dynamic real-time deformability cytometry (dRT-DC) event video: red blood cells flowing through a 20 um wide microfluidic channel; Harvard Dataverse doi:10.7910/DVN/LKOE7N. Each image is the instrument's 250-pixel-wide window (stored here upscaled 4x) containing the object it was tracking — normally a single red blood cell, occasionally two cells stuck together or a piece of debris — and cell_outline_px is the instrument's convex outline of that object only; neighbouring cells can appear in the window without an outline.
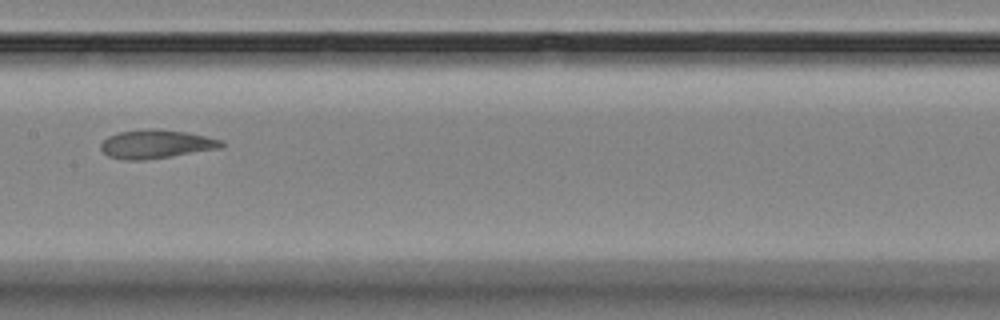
{"species": "Egyptian fruit bat (a non-hibernating species)", "species_latin": "Rousettus aegyptiacus", "temperature_condition": "room temperature", "stored_images_in_passage": 6, "camera_frame_rate_fps": 3000, "um_per_image_px": 0.085, "animal": {"sex": "female"}, "frame": {"image": 1, "passage_image": 4, "time_ms": 3.333, "image_size_px": [1000, 320], "cell_outline_px": [[224, 144], [220, 148], [172, 156], [144, 160], [124, 160], [108, 156], [100, 148], [100, 144], [108, 136], [120, 132], [148, 128], [188, 132], [224, 140]], "centroid_in_image_um": [13.27, 12.25], "position_along_channel_um": 194.1, "area_um2": 20.11}}
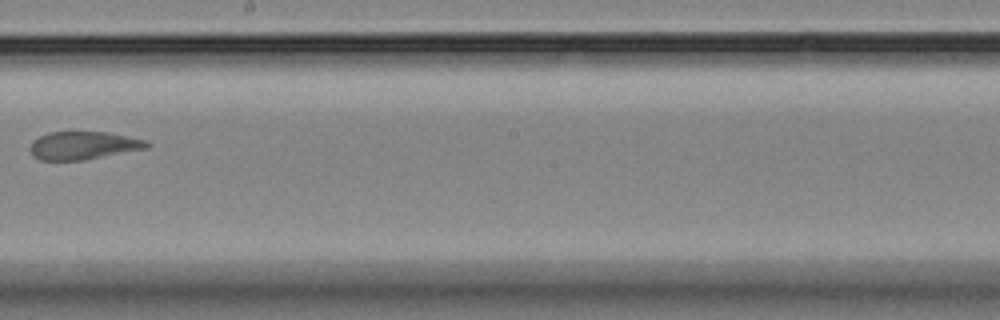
{"frame": {"image": 2, "passage_image": 5, "time_ms": 4.667, "image_size_px": [1000, 320], "cell_outline_px": [[152, 144], [148, 148], [84, 160], [40, 160], [32, 156], [28, 148], [32, 140], [48, 132], [108, 132], [144, 140]], "centroid_in_image_um": [7.04, 12.37], "position_along_channel_um": 241.2, "area_um2": 19.13}}
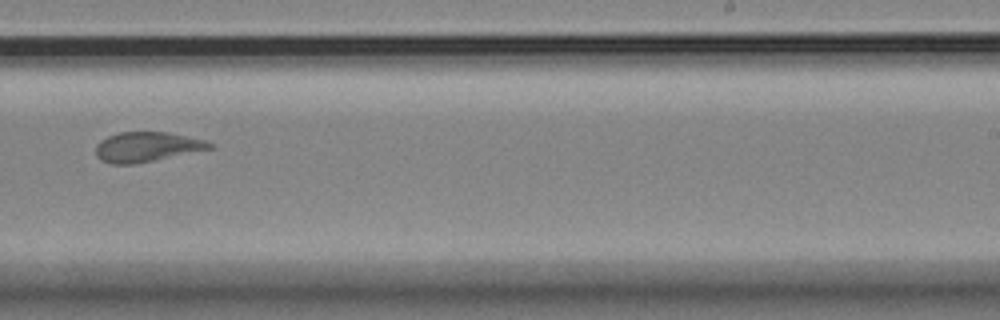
{"frame": {"image": 3, "passage_image": 6, "time_ms": 5.667, "image_size_px": [1000, 320], "cell_outline_px": [[212, 148], [136, 164], [112, 164], [100, 160], [96, 156], [96, 144], [100, 140], [108, 136], [120, 132], [168, 132], [204, 140], [212, 144]], "centroid_in_image_um": [12.42, 12.49], "position_along_channel_um": 276.6, "area_um2": 19.65}}